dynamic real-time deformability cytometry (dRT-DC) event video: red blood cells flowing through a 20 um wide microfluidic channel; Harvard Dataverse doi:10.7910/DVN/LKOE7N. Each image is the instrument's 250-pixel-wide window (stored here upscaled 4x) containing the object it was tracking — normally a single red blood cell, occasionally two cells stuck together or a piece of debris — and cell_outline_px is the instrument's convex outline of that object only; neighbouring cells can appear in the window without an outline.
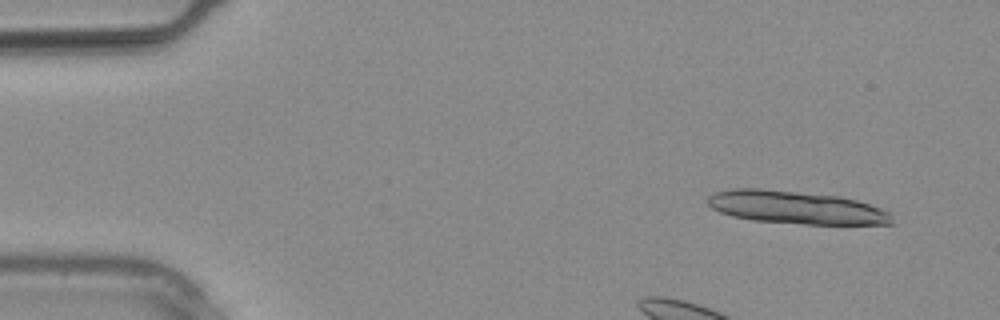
{"species": "common noctule bat (a hibernating species)", "species_latin": "Nyctalus noctula", "temperature_condition": "warm", "stored_images_in_passage": 3, "camera_frame_rate_fps": 3000, "um_per_image_px": 0.085, "animal": {"sex": "male", "body_mass_g": 20.4}, "frame": {"image": 1, "passage_image": 3, "time_ms": 0.667, "image_size_px": [1000, 320], "cell_outline_px": [[892, 224], [804, 224], [752, 220], [732, 216], [720, 212], [712, 208], [708, 204], [708, 196], [716, 192], [732, 188], [760, 188], [840, 196], [856, 200], [880, 208], [888, 212], [892, 216]], "centroid_in_image_um": [67.64, 17.63], "position_along_channel_um": 17.4, "area_um2": 35.2}}